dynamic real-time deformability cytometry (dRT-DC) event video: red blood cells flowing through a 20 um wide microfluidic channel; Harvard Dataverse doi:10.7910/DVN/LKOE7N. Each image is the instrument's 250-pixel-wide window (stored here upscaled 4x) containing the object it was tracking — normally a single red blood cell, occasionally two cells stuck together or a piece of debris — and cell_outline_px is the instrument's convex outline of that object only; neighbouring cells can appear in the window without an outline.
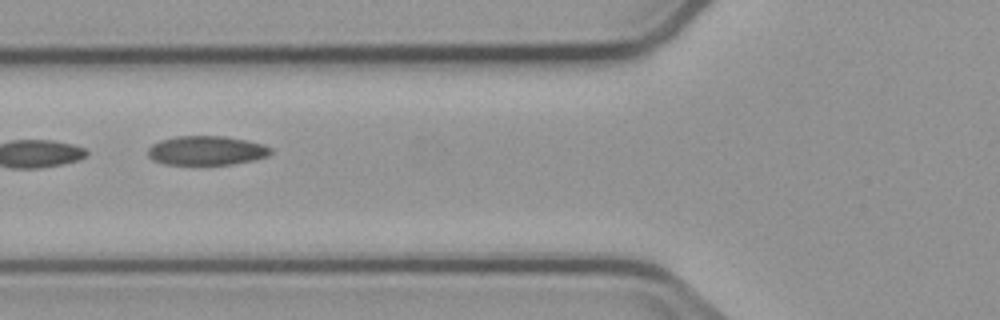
{"species": "common noctule bat (a hibernating species)", "species_latin": "Nyctalus noctula", "temperature_condition": "cold", "stored_images_in_passage": 7, "camera_frame_rate_fps": 3000, "um_per_image_px": 0.085, "animal": {"sex": "male", "body_mass_g": 23.1, "forearm_length_mm": 52.7}, "frame": {"image": 1, "passage_image": 5, "time_ms": 5.667, "image_size_px": [1000, 320], "cell_outline_px": [[272, 152], [268, 156], [252, 160], [232, 164], [164, 164], [152, 160], [148, 156], [148, 148], [152, 144], [160, 140], [176, 136], [224, 136], [264, 144], [272, 148]], "centroid_in_image_um": [17.54, 12.79], "position_along_channel_um": 108.3, "area_um2": 20.87}}